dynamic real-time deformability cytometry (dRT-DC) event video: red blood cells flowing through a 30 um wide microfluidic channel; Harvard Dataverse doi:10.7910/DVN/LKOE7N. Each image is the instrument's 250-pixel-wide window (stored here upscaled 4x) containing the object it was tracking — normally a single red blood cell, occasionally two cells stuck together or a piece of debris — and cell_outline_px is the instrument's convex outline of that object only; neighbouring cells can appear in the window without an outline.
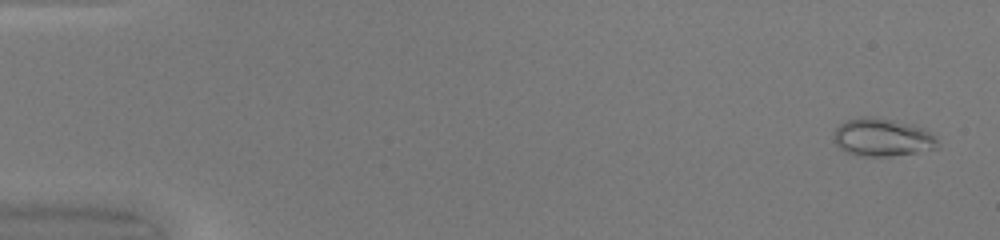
{"species": "common noctule bat (a hibernating species)", "species_latin": "Nyctalus noctula", "temperature_condition": "warm", "stored_images_in_passage": 49, "camera_frame_rate_fps": 3000, "um_per_image_px": 0.085, "animal": {"sex": "female", "body_mass_g": 20.0, "forearm_length_mm": 54.0}, "frame": {"image": 1, "passage_image": 2, "time_ms": 0.333, "image_size_px": [1000, 240], "cell_outline_px": [[940, 148], [916, 152], [888, 156], [860, 156], [844, 152], [836, 144], [832, 136], [836, 128], [840, 124], [848, 120], [864, 116], [872, 116], [892, 120], [924, 128], [932, 132], [936, 136]], "centroid_in_image_um": [75.01, 11.68], "position_along_channel_um": 10.0, "area_um2": 23.06}}
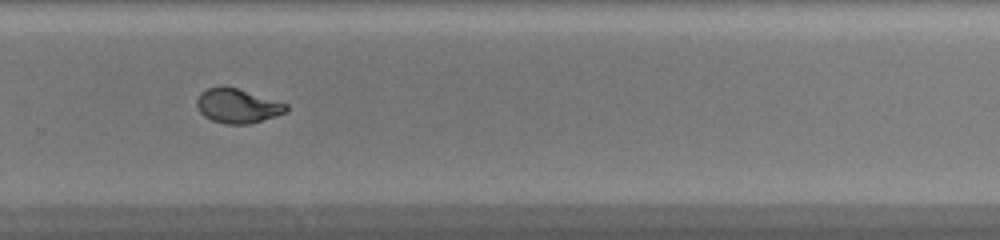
{"frame": {"image": 2, "passage_image": 34, "time_ms": 11.0, "image_size_px": [1000, 240], "cell_outline_px": [[288, 112], [276, 116], [248, 124], [224, 124], [212, 120], [204, 116], [200, 112], [196, 104], [196, 100], [200, 92], [208, 88], [236, 88], [288, 104]], "centroid_in_image_um": [20.19, 9.03], "position_along_channel_um": 309.6, "area_um2": 17.63}}
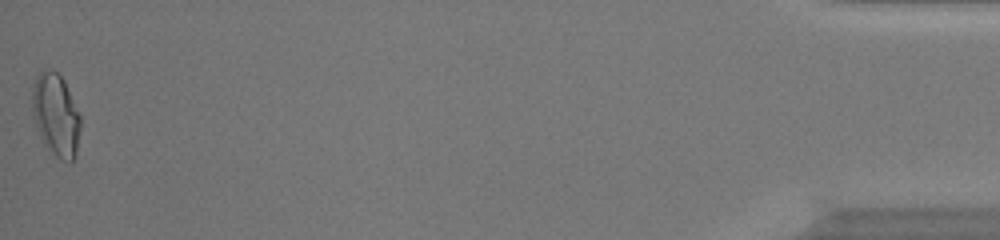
{"frame": {"image": 3, "passage_image": 49, "time_ms": 16.0, "image_size_px": [1000, 240], "cell_outline_px": [[80, 128], [76, 156], [72, 160], [64, 160], [56, 156], [44, 144], [40, 136], [32, 116], [32, 88], [36, 76], [44, 68], [56, 72], [64, 80], [80, 116]], "centroid_in_image_um": [4.73, 9.75], "position_along_channel_um": 430.5, "area_um2": 23.06}, "authors_computed_cell_mechanics": {"area_um2": 19.0162, "velocity_mm_per_s": 4.2657, "shape_relaxation_time_tau1_ms": 5.9018, "shape_relaxation_time_tau2_ms": 0.8283, "deformation_change_tau1": 0.2398, "deformation_change_tau2": 0.0584}}